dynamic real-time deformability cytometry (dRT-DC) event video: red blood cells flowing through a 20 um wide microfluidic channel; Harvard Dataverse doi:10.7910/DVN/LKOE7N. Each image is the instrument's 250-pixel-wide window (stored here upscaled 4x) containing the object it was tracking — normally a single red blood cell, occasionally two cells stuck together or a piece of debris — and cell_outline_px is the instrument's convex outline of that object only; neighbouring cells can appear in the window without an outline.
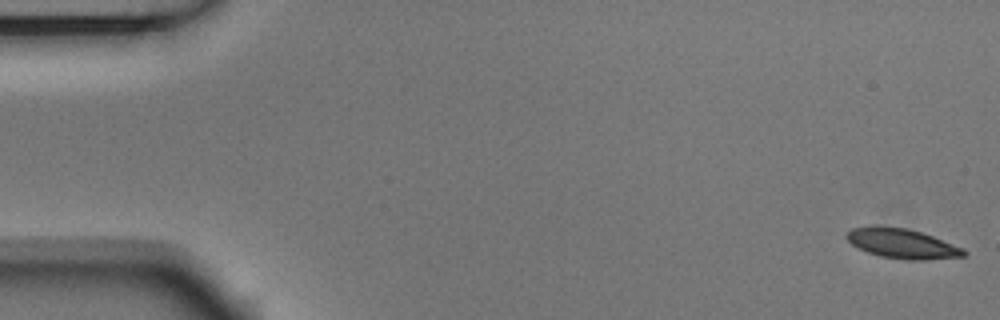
{"species": "Egyptian fruit bat (a non-hibernating species)", "species_latin": "Rousettus aegyptiacus", "temperature_condition": "room temperature", "stored_images_in_passage": 3, "camera_frame_rate_fps": 3000, "um_per_image_px": 0.085, "animal": {"sex": "male"}, "frame": {"image": 1, "passage_image": 1, "time_ms": 0.0, "image_size_px": [1000, 320], "cell_outline_px": [[968, 252], [964, 256], [924, 260], [904, 260], [880, 256], [868, 252], [852, 244], [848, 240], [848, 232], [852, 228], [872, 224], [876, 224], [904, 228], [920, 232], [932, 236], [964, 248]], "centroid_in_image_um": [76.68, 20.69], "position_along_channel_um": 8.3, "area_um2": 20.35}}